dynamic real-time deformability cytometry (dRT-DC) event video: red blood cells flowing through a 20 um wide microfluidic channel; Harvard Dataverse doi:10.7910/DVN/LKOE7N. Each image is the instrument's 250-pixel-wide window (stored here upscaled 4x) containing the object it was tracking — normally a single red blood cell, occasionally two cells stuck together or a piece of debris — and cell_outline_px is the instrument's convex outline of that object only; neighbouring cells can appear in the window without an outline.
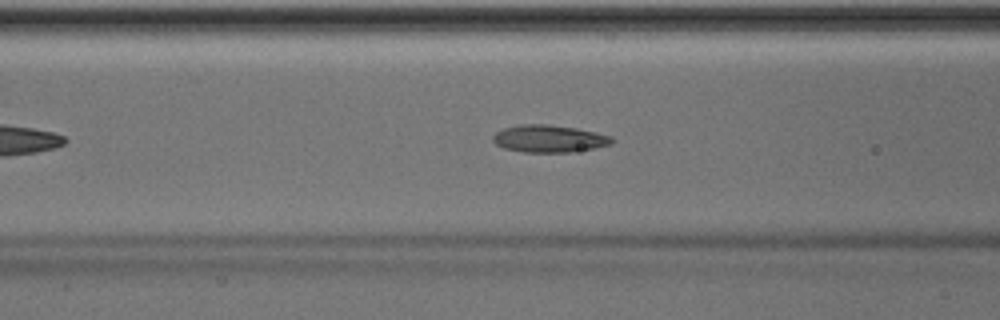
{"species": "Egyptian fruit bat (a non-hibernating species)", "species_latin": "Rousettus aegyptiacus", "temperature_condition": "room temperature", "stored_images_in_passage": 40, "camera_frame_rate_fps": 3000, "um_per_image_px": 0.085, "animal": {"sex": "male"}, "frame": {"image": 1, "passage_image": 12, "time_ms": 3.667, "image_size_px": [1000, 320], "cell_outline_px": [[612, 144], [572, 152], [524, 152], [504, 148], [496, 144], [492, 140], [492, 136], [496, 132], [504, 128], [520, 124], [548, 124], [576, 128], [596, 132], [612, 136]], "centroid_in_image_um": [46.65, 11.78], "position_along_channel_um": 119.9, "area_um2": 18.9}, "authors_computed_cell_mechanics": {"area_um2": 18.3226, "velocity_mm_per_s": 4.0421, "shape_relaxation_time_tau1_ms": 6.2367, "shape_relaxation_time_tau2_ms": 1.9265, "deformation_change_tau1": 0.1871, "deformation_change_tau2": 0.1025}}